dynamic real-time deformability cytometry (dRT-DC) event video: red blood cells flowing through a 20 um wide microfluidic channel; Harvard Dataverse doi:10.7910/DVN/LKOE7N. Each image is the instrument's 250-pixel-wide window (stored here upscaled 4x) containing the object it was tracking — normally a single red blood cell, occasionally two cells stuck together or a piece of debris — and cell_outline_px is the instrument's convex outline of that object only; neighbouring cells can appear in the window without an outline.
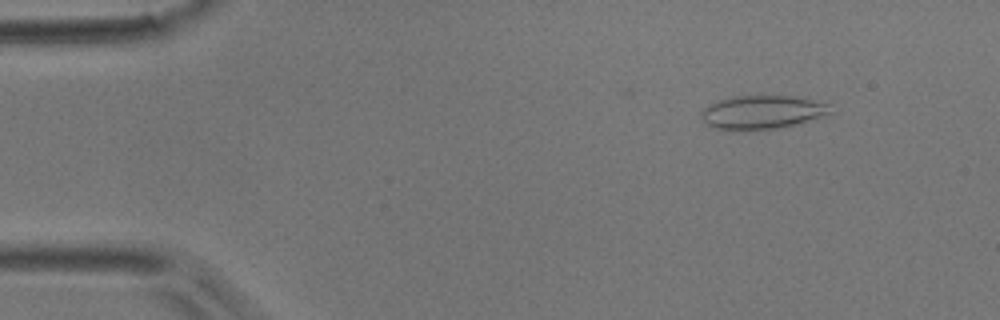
{"species": "common noctule bat (a hibernating species)", "species_latin": "Nyctalus noctula", "temperature_condition": "room temperature", "stored_images_in_passage": 46, "camera_frame_rate_fps": 3000, "um_per_image_px": 0.085, "animal": {"sex": "male", "body_mass_g": 17.9}, "frame": {"image": 1, "passage_image": 2, "time_ms": 0.333, "image_size_px": [1000, 320], "cell_outline_px": [[832, 116], [780, 128], [744, 132], [732, 132], [716, 128], [708, 124], [700, 116], [700, 108], [708, 104], [728, 96], [792, 96], [828, 104], [832, 112]], "centroid_in_image_um": [64.76, 9.57], "position_along_channel_um": 20.2, "area_um2": 26.24}}
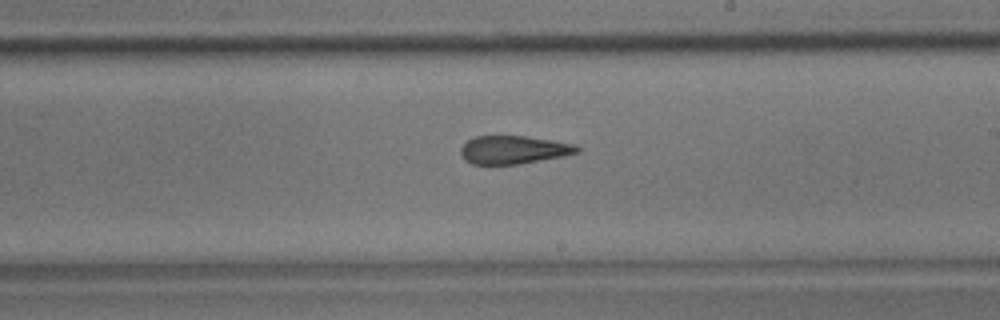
{"frame": {"image": 2, "passage_image": 25, "time_ms": 8.0, "image_size_px": [1000, 320], "cell_outline_px": [[580, 152], [520, 164], [472, 164], [464, 160], [460, 152], [460, 148], [468, 140], [476, 136], [524, 136], [552, 140], [572, 144], [580, 148]], "centroid_in_image_um": [43.61, 12.73], "position_along_channel_um": 245.4, "area_um2": 18.9}}
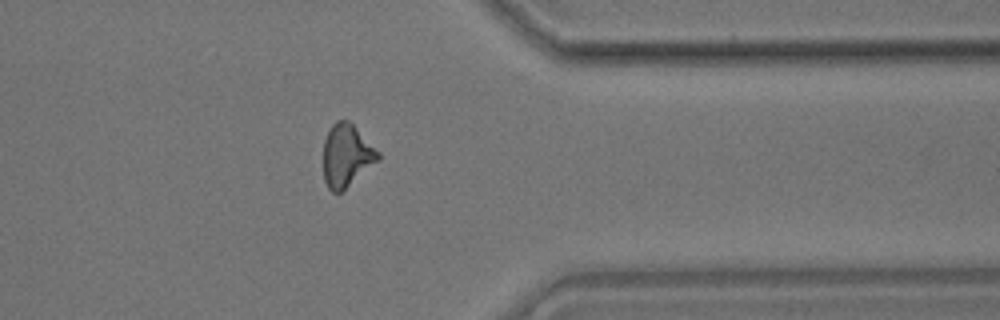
{"frame": {"image": 3, "passage_image": 36, "time_ms": 11.667, "image_size_px": [1000, 320], "cell_outline_px": [[380, 160], [340, 192], [332, 192], [328, 188], [324, 180], [324, 140], [332, 124], [336, 120], [348, 120], [380, 152]], "centroid_in_image_um": [29.46, 13.21], "position_along_channel_um": 381.9, "area_um2": 19.77}, "authors_computed_cell_mechanics": {"area_um2": 20.1144, "velocity_mm_per_s": 3.9962, "shape_relaxation_time_tau1_ms": null, "shape_relaxation_time_tau2_ms": 2.1143, "deformation_change_tau1": null, "deformation_change_tau2": 0.124}}